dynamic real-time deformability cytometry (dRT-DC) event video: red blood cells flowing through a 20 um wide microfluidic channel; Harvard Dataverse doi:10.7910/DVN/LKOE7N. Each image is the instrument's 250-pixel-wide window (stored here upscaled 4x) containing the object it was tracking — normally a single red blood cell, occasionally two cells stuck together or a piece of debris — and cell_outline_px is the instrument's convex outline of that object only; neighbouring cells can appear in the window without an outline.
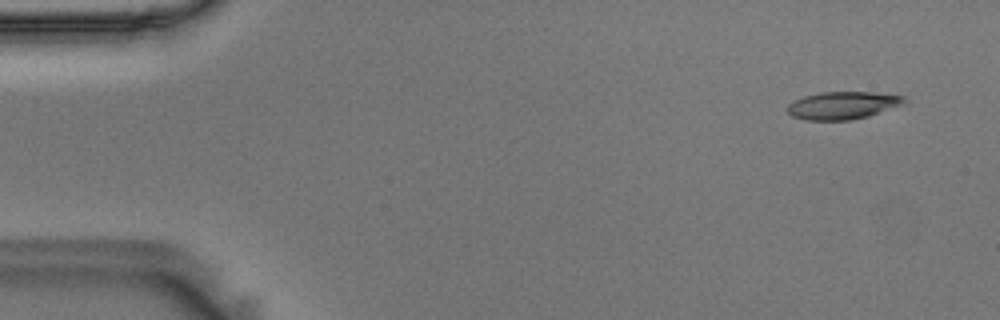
{"species": "Egyptian fruit bat (a non-hibernating species)", "species_latin": "Rousettus aegyptiacus", "temperature_condition": "room temperature", "stored_images_in_passage": 55, "camera_frame_rate_fps": 3000, "um_per_image_px": 0.085, "animal": {"sex": "male"}, "frame": {"image": 1, "passage_image": 4, "time_ms": 1.0, "image_size_px": [1000, 320], "cell_outline_px": [[908, 100], [904, 104], [868, 116], [852, 120], [808, 120], [792, 116], [788, 112], [788, 104], [804, 96], [820, 92], [872, 92], [904, 96]], "centroid_in_image_um": [71.66, 8.95], "position_along_channel_um": 13.3, "area_um2": 18.73}}
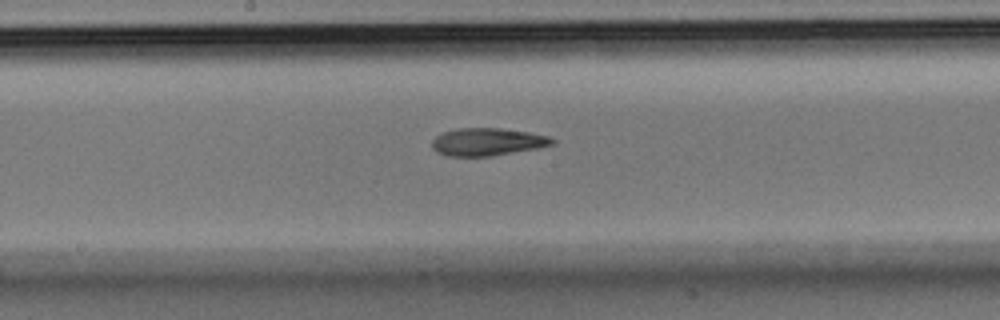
{"frame": {"image": 2, "passage_image": 29, "time_ms": 9.333, "image_size_px": [1000, 320], "cell_outline_px": [[556, 140], [552, 144], [536, 148], [492, 156], [448, 156], [436, 152], [432, 148], [432, 140], [436, 136], [444, 132], [456, 128], [500, 128], [528, 132], [548, 136]], "centroid_in_image_um": [41.39, 12.06], "position_along_channel_um": 206.8, "area_um2": 19.25}}
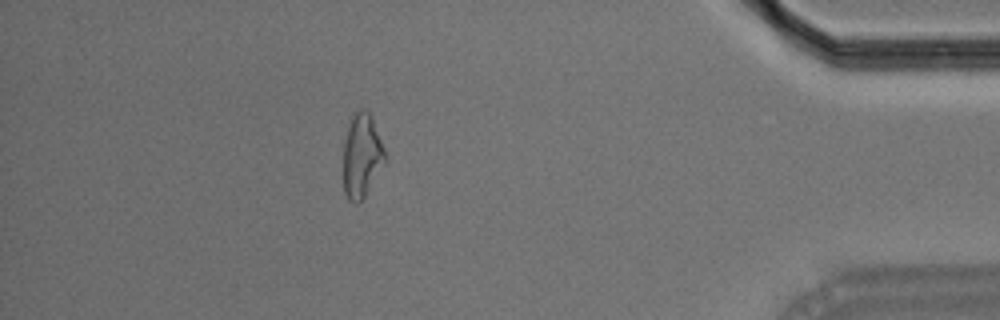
{"frame": {"image": 3, "passage_image": 49, "time_ms": 16.0, "image_size_px": [1000, 320], "cell_outline_px": [[384, 160], [364, 196], [356, 204], [348, 200], [344, 192], [344, 140], [352, 116], [360, 108], [364, 108], [372, 116], [384, 148]], "centroid_in_image_um": [30.72, 13.2], "position_along_channel_um": 404.5, "area_um2": 19.71}, "authors_computed_cell_mechanics": {"area_um2": 19.4786, "velocity_mm_per_s": 3.6504, "shape_relaxation_time_tau1_ms": 6.848, "shape_relaxation_time_tau2_ms": 4.0833, "deformation_change_tau1": 0.2032, "deformation_change_tau2": 0.1214}}